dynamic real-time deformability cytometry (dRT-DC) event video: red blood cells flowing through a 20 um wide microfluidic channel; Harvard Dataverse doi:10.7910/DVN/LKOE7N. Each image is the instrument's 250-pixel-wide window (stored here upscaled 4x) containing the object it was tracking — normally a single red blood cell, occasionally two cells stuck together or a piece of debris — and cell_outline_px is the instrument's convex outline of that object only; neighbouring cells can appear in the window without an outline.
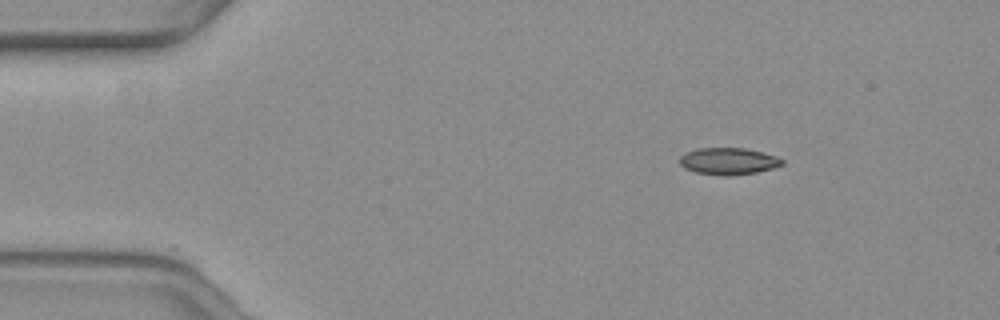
{"species": "common noctule bat (a hibernating species)", "species_latin": "Nyctalus noctula", "temperature_condition": "warm", "stored_images_in_passage": 49, "camera_frame_rate_fps": 3000, "um_per_image_px": 0.085, "animal": {"sex": "female", "body_mass_g": 19.3, "forearm_length_mm": 54.1}, "frame": {"image": 1, "passage_image": 1, "time_ms": 0.0, "image_size_px": [1000, 320], "cell_outline_px": [[784, 164], [772, 168], [756, 172], [728, 176], [724, 176], [696, 172], [684, 168], [680, 164], [680, 156], [696, 148], [744, 148], [776, 156], [784, 160]], "centroid_in_image_um": [61.91, 13.7], "position_along_channel_um": 23.1, "area_um2": 15.9}}
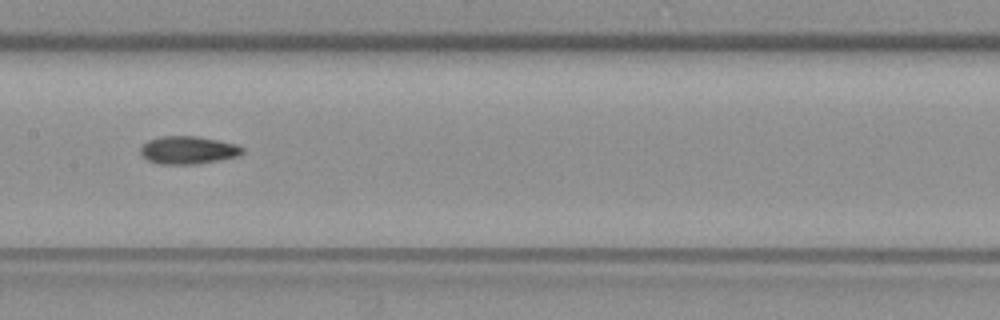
{"frame": {"image": 2, "passage_image": 21, "time_ms": 6.667, "image_size_px": [1000, 320], "cell_outline_px": [[244, 152], [240, 156], [220, 160], [196, 164], [160, 164], [148, 160], [140, 152], [140, 148], [148, 140], [160, 136], [196, 136], [236, 144], [244, 148]], "centroid_in_image_um": [16.01, 12.76], "position_along_channel_um": 191.4, "area_um2": 16.53}}
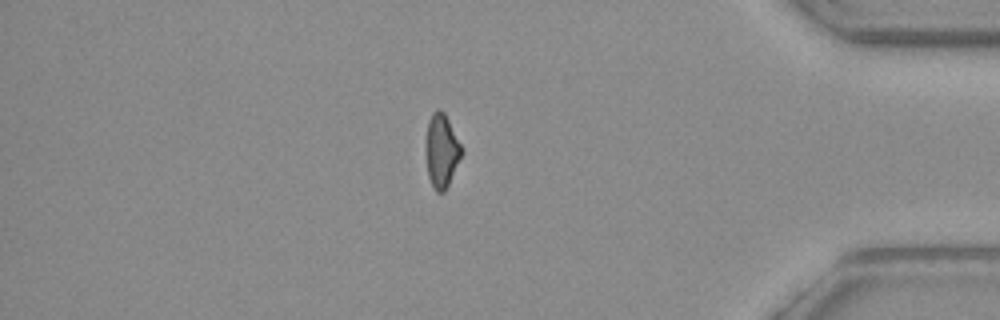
{"frame": {"image": 3, "passage_image": 41, "time_ms": 13.333, "image_size_px": [1000, 320], "cell_outline_px": [[464, 152], [444, 192], [436, 192], [428, 176], [428, 120], [432, 112], [436, 108], [440, 108], [444, 112], [464, 148]], "centroid_in_image_um": [37.6, 12.77], "position_along_channel_um": 397.6, "area_um2": 14.97}}